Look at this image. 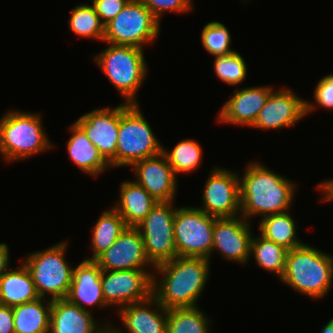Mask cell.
Instances as JSON below:
<instances>
[{
	"label": "cell",
	"instance_id": "cell-1",
	"mask_svg": "<svg viewBox=\"0 0 333 333\" xmlns=\"http://www.w3.org/2000/svg\"><path fill=\"white\" fill-rule=\"evenodd\" d=\"M242 173H239L240 215L244 219L252 222L254 217L287 212L293 207L298 189L293 180L260 161L248 162Z\"/></svg>",
	"mask_w": 333,
	"mask_h": 333
},
{
	"label": "cell",
	"instance_id": "cell-2",
	"mask_svg": "<svg viewBox=\"0 0 333 333\" xmlns=\"http://www.w3.org/2000/svg\"><path fill=\"white\" fill-rule=\"evenodd\" d=\"M206 258L175 257L155 266L152 295L166 309L198 306L210 278Z\"/></svg>",
	"mask_w": 333,
	"mask_h": 333
},
{
	"label": "cell",
	"instance_id": "cell-3",
	"mask_svg": "<svg viewBox=\"0 0 333 333\" xmlns=\"http://www.w3.org/2000/svg\"><path fill=\"white\" fill-rule=\"evenodd\" d=\"M279 281L299 295L313 300L324 298L333 286V255L307 243L291 249Z\"/></svg>",
	"mask_w": 333,
	"mask_h": 333
},
{
	"label": "cell",
	"instance_id": "cell-4",
	"mask_svg": "<svg viewBox=\"0 0 333 333\" xmlns=\"http://www.w3.org/2000/svg\"><path fill=\"white\" fill-rule=\"evenodd\" d=\"M40 114L8 109L0 117V157L3 162L23 161L55 148Z\"/></svg>",
	"mask_w": 333,
	"mask_h": 333
},
{
	"label": "cell",
	"instance_id": "cell-5",
	"mask_svg": "<svg viewBox=\"0 0 333 333\" xmlns=\"http://www.w3.org/2000/svg\"><path fill=\"white\" fill-rule=\"evenodd\" d=\"M106 45L92 56L94 63L124 98V103L139 104L137 93L149 74L144 49L109 43Z\"/></svg>",
	"mask_w": 333,
	"mask_h": 333
},
{
	"label": "cell",
	"instance_id": "cell-6",
	"mask_svg": "<svg viewBox=\"0 0 333 333\" xmlns=\"http://www.w3.org/2000/svg\"><path fill=\"white\" fill-rule=\"evenodd\" d=\"M68 246V240H62L24 257L23 263L31 273L40 298L51 301L66 298L74 269L66 259Z\"/></svg>",
	"mask_w": 333,
	"mask_h": 333
},
{
	"label": "cell",
	"instance_id": "cell-7",
	"mask_svg": "<svg viewBox=\"0 0 333 333\" xmlns=\"http://www.w3.org/2000/svg\"><path fill=\"white\" fill-rule=\"evenodd\" d=\"M163 144L154 134L140 104L121 103L116 168L131 167L142 159L158 155Z\"/></svg>",
	"mask_w": 333,
	"mask_h": 333
},
{
	"label": "cell",
	"instance_id": "cell-8",
	"mask_svg": "<svg viewBox=\"0 0 333 333\" xmlns=\"http://www.w3.org/2000/svg\"><path fill=\"white\" fill-rule=\"evenodd\" d=\"M160 22L142 0H129L123 9L105 25L103 42L144 49L160 36ZM145 46V47H144Z\"/></svg>",
	"mask_w": 333,
	"mask_h": 333
},
{
	"label": "cell",
	"instance_id": "cell-9",
	"mask_svg": "<svg viewBox=\"0 0 333 333\" xmlns=\"http://www.w3.org/2000/svg\"><path fill=\"white\" fill-rule=\"evenodd\" d=\"M215 219L196 206H177L174 216L177 256L210 260Z\"/></svg>",
	"mask_w": 333,
	"mask_h": 333
},
{
	"label": "cell",
	"instance_id": "cell-10",
	"mask_svg": "<svg viewBox=\"0 0 333 333\" xmlns=\"http://www.w3.org/2000/svg\"><path fill=\"white\" fill-rule=\"evenodd\" d=\"M175 202H157L135 227L142 236L146 255L157 266L177 257L174 240Z\"/></svg>",
	"mask_w": 333,
	"mask_h": 333
},
{
	"label": "cell",
	"instance_id": "cell-11",
	"mask_svg": "<svg viewBox=\"0 0 333 333\" xmlns=\"http://www.w3.org/2000/svg\"><path fill=\"white\" fill-rule=\"evenodd\" d=\"M202 190L197 208L216 218H232L241 214L239 171L213 167Z\"/></svg>",
	"mask_w": 333,
	"mask_h": 333
},
{
	"label": "cell",
	"instance_id": "cell-12",
	"mask_svg": "<svg viewBox=\"0 0 333 333\" xmlns=\"http://www.w3.org/2000/svg\"><path fill=\"white\" fill-rule=\"evenodd\" d=\"M153 272L154 269L102 270L101 286L106 304L117 311L147 300L152 295Z\"/></svg>",
	"mask_w": 333,
	"mask_h": 333
},
{
	"label": "cell",
	"instance_id": "cell-13",
	"mask_svg": "<svg viewBox=\"0 0 333 333\" xmlns=\"http://www.w3.org/2000/svg\"><path fill=\"white\" fill-rule=\"evenodd\" d=\"M252 226V223L241 215L232 218H216L210 261L214 252H217L225 261L237 263L240 266L248 264L254 235Z\"/></svg>",
	"mask_w": 333,
	"mask_h": 333
},
{
	"label": "cell",
	"instance_id": "cell-14",
	"mask_svg": "<svg viewBox=\"0 0 333 333\" xmlns=\"http://www.w3.org/2000/svg\"><path fill=\"white\" fill-rule=\"evenodd\" d=\"M120 117L121 103L113 108L109 106L94 108L74 121L113 170L116 168Z\"/></svg>",
	"mask_w": 333,
	"mask_h": 333
},
{
	"label": "cell",
	"instance_id": "cell-15",
	"mask_svg": "<svg viewBox=\"0 0 333 333\" xmlns=\"http://www.w3.org/2000/svg\"><path fill=\"white\" fill-rule=\"evenodd\" d=\"M304 118L305 99L283 86L269 94L252 128L280 133L278 129L294 127Z\"/></svg>",
	"mask_w": 333,
	"mask_h": 333
},
{
	"label": "cell",
	"instance_id": "cell-16",
	"mask_svg": "<svg viewBox=\"0 0 333 333\" xmlns=\"http://www.w3.org/2000/svg\"><path fill=\"white\" fill-rule=\"evenodd\" d=\"M130 169L133 180L157 202H176L179 180L162 152L134 163Z\"/></svg>",
	"mask_w": 333,
	"mask_h": 333
},
{
	"label": "cell",
	"instance_id": "cell-17",
	"mask_svg": "<svg viewBox=\"0 0 333 333\" xmlns=\"http://www.w3.org/2000/svg\"><path fill=\"white\" fill-rule=\"evenodd\" d=\"M95 262L108 271L155 269L146 255L141 233L135 227H127Z\"/></svg>",
	"mask_w": 333,
	"mask_h": 333
},
{
	"label": "cell",
	"instance_id": "cell-18",
	"mask_svg": "<svg viewBox=\"0 0 333 333\" xmlns=\"http://www.w3.org/2000/svg\"><path fill=\"white\" fill-rule=\"evenodd\" d=\"M273 88L271 85L236 88L233 94L229 95V99L223 102L216 121L242 128L252 127Z\"/></svg>",
	"mask_w": 333,
	"mask_h": 333
},
{
	"label": "cell",
	"instance_id": "cell-19",
	"mask_svg": "<svg viewBox=\"0 0 333 333\" xmlns=\"http://www.w3.org/2000/svg\"><path fill=\"white\" fill-rule=\"evenodd\" d=\"M101 274L102 269L95 261L83 259L73 269L66 299L89 312H92L93 307L109 309L102 292Z\"/></svg>",
	"mask_w": 333,
	"mask_h": 333
},
{
	"label": "cell",
	"instance_id": "cell-20",
	"mask_svg": "<svg viewBox=\"0 0 333 333\" xmlns=\"http://www.w3.org/2000/svg\"><path fill=\"white\" fill-rule=\"evenodd\" d=\"M122 322L124 332L116 324L117 333H166L167 310L151 295L147 300L132 303L116 312Z\"/></svg>",
	"mask_w": 333,
	"mask_h": 333
},
{
	"label": "cell",
	"instance_id": "cell-21",
	"mask_svg": "<svg viewBox=\"0 0 333 333\" xmlns=\"http://www.w3.org/2000/svg\"><path fill=\"white\" fill-rule=\"evenodd\" d=\"M94 313L66 298L52 301L49 333H96L109 321L99 323Z\"/></svg>",
	"mask_w": 333,
	"mask_h": 333
},
{
	"label": "cell",
	"instance_id": "cell-22",
	"mask_svg": "<svg viewBox=\"0 0 333 333\" xmlns=\"http://www.w3.org/2000/svg\"><path fill=\"white\" fill-rule=\"evenodd\" d=\"M68 130L71 137L66 141V150L69 159L82 173L97 178L107 169L111 170L110 164L74 121Z\"/></svg>",
	"mask_w": 333,
	"mask_h": 333
},
{
	"label": "cell",
	"instance_id": "cell-23",
	"mask_svg": "<svg viewBox=\"0 0 333 333\" xmlns=\"http://www.w3.org/2000/svg\"><path fill=\"white\" fill-rule=\"evenodd\" d=\"M118 201L111 205L128 227H136L157 204V201L138 183L124 180L120 184Z\"/></svg>",
	"mask_w": 333,
	"mask_h": 333
},
{
	"label": "cell",
	"instance_id": "cell-24",
	"mask_svg": "<svg viewBox=\"0 0 333 333\" xmlns=\"http://www.w3.org/2000/svg\"><path fill=\"white\" fill-rule=\"evenodd\" d=\"M38 298L31 273L23 262L0 276L1 305L13 307Z\"/></svg>",
	"mask_w": 333,
	"mask_h": 333
},
{
	"label": "cell",
	"instance_id": "cell-25",
	"mask_svg": "<svg viewBox=\"0 0 333 333\" xmlns=\"http://www.w3.org/2000/svg\"><path fill=\"white\" fill-rule=\"evenodd\" d=\"M52 301L45 298L12 307L14 333H49Z\"/></svg>",
	"mask_w": 333,
	"mask_h": 333
},
{
	"label": "cell",
	"instance_id": "cell-26",
	"mask_svg": "<svg viewBox=\"0 0 333 333\" xmlns=\"http://www.w3.org/2000/svg\"><path fill=\"white\" fill-rule=\"evenodd\" d=\"M290 211L270 214L259 221V234L265 239L273 241L287 250L294 249L304 244L297 236L298 221H295Z\"/></svg>",
	"mask_w": 333,
	"mask_h": 333
},
{
	"label": "cell",
	"instance_id": "cell-27",
	"mask_svg": "<svg viewBox=\"0 0 333 333\" xmlns=\"http://www.w3.org/2000/svg\"><path fill=\"white\" fill-rule=\"evenodd\" d=\"M127 227L124 219L112 206L109 209L103 210L91 230L90 246L92 256L84 259L95 261L114 244Z\"/></svg>",
	"mask_w": 333,
	"mask_h": 333
},
{
	"label": "cell",
	"instance_id": "cell-28",
	"mask_svg": "<svg viewBox=\"0 0 333 333\" xmlns=\"http://www.w3.org/2000/svg\"><path fill=\"white\" fill-rule=\"evenodd\" d=\"M289 250L277 245L273 241L265 239L260 234L253 235L250 249V261L261 269L273 273L278 280L283 276L286 266V258ZM252 256V257H251ZM256 260V261H255Z\"/></svg>",
	"mask_w": 333,
	"mask_h": 333
},
{
	"label": "cell",
	"instance_id": "cell-29",
	"mask_svg": "<svg viewBox=\"0 0 333 333\" xmlns=\"http://www.w3.org/2000/svg\"><path fill=\"white\" fill-rule=\"evenodd\" d=\"M213 321L199 307H182L167 310L166 333H212Z\"/></svg>",
	"mask_w": 333,
	"mask_h": 333
},
{
	"label": "cell",
	"instance_id": "cell-30",
	"mask_svg": "<svg viewBox=\"0 0 333 333\" xmlns=\"http://www.w3.org/2000/svg\"><path fill=\"white\" fill-rule=\"evenodd\" d=\"M162 153L177 177L180 173L189 174L196 171L202 163L203 149L195 139H183L171 150L163 145Z\"/></svg>",
	"mask_w": 333,
	"mask_h": 333
},
{
	"label": "cell",
	"instance_id": "cell-31",
	"mask_svg": "<svg viewBox=\"0 0 333 333\" xmlns=\"http://www.w3.org/2000/svg\"><path fill=\"white\" fill-rule=\"evenodd\" d=\"M68 23L70 31L79 36L78 38L103 42L105 25L90 3L78 4L72 8Z\"/></svg>",
	"mask_w": 333,
	"mask_h": 333
},
{
	"label": "cell",
	"instance_id": "cell-32",
	"mask_svg": "<svg viewBox=\"0 0 333 333\" xmlns=\"http://www.w3.org/2000/svg\"><path fill=\"white\" fill-rule=\"evenodd\" d=\"M214 58L213 70L221 82L229 86H240L246 80L248 75L247 63L238 51Z\"/></svg>",
	"mask_w": 333,
	"mask_h": 333
},
{
	"label": "cell",
	"instance_id": "cell-33",
	"mask_svg": "<svg viewBox=\"0 0 333 333\" xmlns=\"http://www.w3.org/2000/svg\"><path fill=\"white\" fill-rule=\"evenodd\" d=\"M201 43L204 49L213 57L232 54V36L229 29L219 21H211L201 30Z\"/></svg>",
	"mask_w": 333,
	"mask_h": 333
},
{
	"label": "cell",
	"instance_id": "cell-34",
	"mask_svg": "<svg viewBox=\"0 0 333 333\" xmlns=\"http://www.w3.org/2000/svg\"><path fill=\"white\" fill-rule=\"evenodd\" d=\"M313 91L315 102L305 99L306 117L318 110V107L333 111V73L319 79Z\"/></svg>",
	"mask_w": 333,
	"mask_h": 333
},
{
	"label": "cell",
	"instance_id": "cell-35",
	"mask_svg": "<svg viewBox=\"0 0 333 333\" xmlns=\"http://www.w3.org/2000/svg\"><path fill=\"white\" fill-rule=\"evenodd\" d=\"M144 5L150 10L154 17L161 23L163 15L167 12L175 14H185L193 12L192 6L188 0H142Z\"/></svg>",
	"mask_w": 333,
	"mask_h": 333
},
{
	"label": "cell",
	"instance_id": "cell-36",
	"mask_svg": "<svg viewBox=\"0 0 333 333\" xmlns=\"http://www.w3.org/2000/svg\"><path fill=\"white\" fill-rule=\"evenodd\" d=\"M91 5L100 17L101 22L106 25L123 9L129 0H91Z\"/></svg>",
	"mask_w": 333,
	"mask_h": 333
},
{
	"label": "cell",
	"instance_id": "cell-37",
	"mask_svg": "<svg viewBox=\"0 0 333 333\" xmlns=\"http://www.w3.org/2000/svg\"><path fill=\"white\" fill-rule=\"evenodd\" d=\"M0 333H14L12 307L0 304Z\"/></svg>",
	"mask_w": 333,
	"mask_h": 333
},
{
	"label": "cell",
	"instance_id": "cell-38",
	"mask_svg": "<svg viewBox=\"0 0 333 333\" xmlns=\"http://www.w3.org/2000/svg\"><path fill=\"white\" fill-rule=\"evenodd\" d=\"M10 257L8 244L0 243V276L12 267Z\"/></svg>",
	"mask_w": 333,
	"mask_h": 333
},
{
	"label": "cell",
	"instance_id": "cell-39",
	"mask_svg": "<svg viewBox=\"0 0 333 333\" xmlns=\"http://www.w3.org/2000/svg\"><path fill=\"white\" fill-rule=\"evenodd\" d=\"M96 333H117L115 329V325L112 323H106L100 330Z\"/></svg>",
	"mask_w": 333,
	"mask_h": 333
},
{
	"label": "cell",
	"instance_id": "cell-40",
	"mask_svg": "<svg viewBox=\"0 0 333 333\" xmlns=\"http://www.w3.org/2000/svg\"><path fill=\"white\" fill-rule=\"evenodd\" d=\"M323 328H321L319 333H333V318H331L327 324H325L324 326H322Z\"/></svg>",
	"mask_w": 333,
	"mask_h": 333
},
{
	"label": "cell",
	"instance_id": "cell-41",
	"mask_svg": "<svg viewBox=\"0 0 333 333\" xmlns=\"http://www.w3.org/2000/svg\"><path fill=\"white\" fill-rule=\"evenodd\" d=\"M241 1V3H247L248 2V4H249V2H251V1H249V0H240Z\"/></svg>",
	"mask_w": 333,
	"mask_h": 333
},
{
	"label": "cell",
	"instance_id": "cell-42",
	"mask_svg": "<svg viewBox=\"0 0 333 333\" xmlns=\"http://www.w3.org/2000/svg\"><path fill=\"white\" fill-rule=\"evenodd\" d=\"M188 2L192 5V6H194V1L193 0H188Z\"/></svg>",
	"mask_w": 333,
	"mask_h": 333
}]
</instances>
